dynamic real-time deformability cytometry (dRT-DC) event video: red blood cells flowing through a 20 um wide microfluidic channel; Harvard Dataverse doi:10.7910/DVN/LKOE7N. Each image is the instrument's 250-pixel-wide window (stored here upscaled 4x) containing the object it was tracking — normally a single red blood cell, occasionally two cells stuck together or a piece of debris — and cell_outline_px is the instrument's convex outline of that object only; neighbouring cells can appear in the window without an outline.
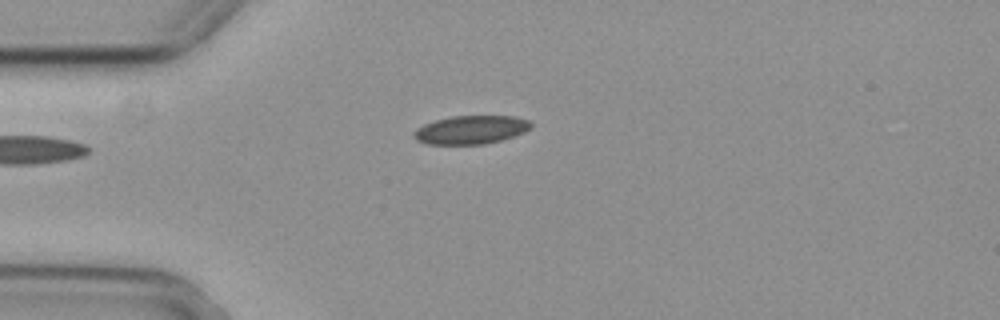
{"species": "common noctule bat (a hibernating species)", "species_latin": "Nyctalus noctula", "temperature_condition": "cold", "stored_images_in_passage": 4, "camera_frame_rate_fps": 3000, "um_per_image_px": 0.085, "animal": {"sex": "female", "body_mass_g": 29.2, "forearm_length_mm": 56.3}, "frame": {"image": 1, "passage_image": 4, "time_ms": 1.0, "image_size_px": [1000, 320], "cell_outline_px": [[532, 128], [524, 132], [500, 140], [484, 144], [428, 144], [416, 140], [412, 136], [412, 132], [416, 128], [424, 124], [436, 120], [452, 116], [516, 116], [528, 120], [532, 124]], "centroid_in_image_um": [40.01, 11.03], "position_along_channel_um": 45.0, "area_um2": 19.42}}